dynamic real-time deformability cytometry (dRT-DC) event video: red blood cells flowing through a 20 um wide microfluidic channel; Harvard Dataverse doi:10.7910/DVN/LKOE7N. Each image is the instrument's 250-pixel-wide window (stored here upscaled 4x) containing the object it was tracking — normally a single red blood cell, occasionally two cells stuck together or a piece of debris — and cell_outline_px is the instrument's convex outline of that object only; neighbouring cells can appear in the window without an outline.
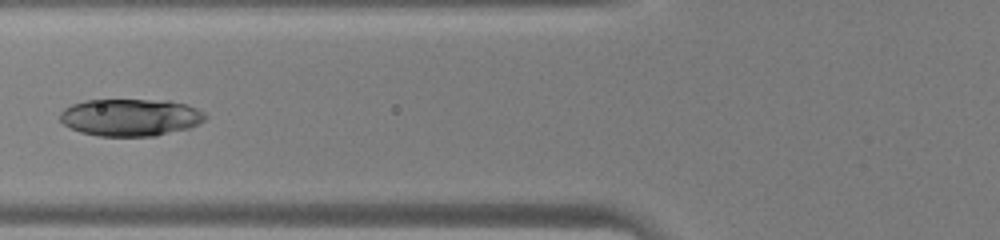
{"species": "human", "species_latin": "Homo sapiens", "temperature_condition": "warm", "stored_images_in_passage": 40, "camera_frame_rate_fps": 3000, "um_per_image_px": 0.085, "donor": {"sex": "male"}, "frame": {"image": 1, "passage_image": 15, "time_ms": 4.667, "image_size_px": [1000, 240], "cell_outline_px": [[208, 116], [204, 120], [188, 128], [156, 136], [100, 136], [80, 132], [64, 124], [60, 120], [60, 112], [64, 108], [72, 104], [84, 100], [168, 100], [188, 104], [204, 112]], "centroid_in_image_um": [11.09, 9.97], "position_along_channel_um": 114.7, "area_um2": 31.62}}
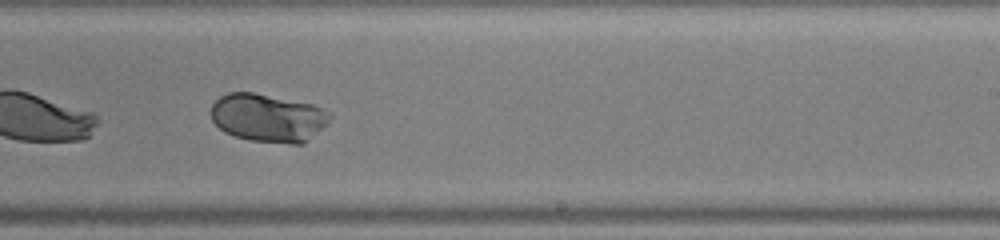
{"frame": {"image": 2, "passage_image": 25, "time_ms": 8.0, "image_size_px": [1000, 240], "cell_outline_px": [[332, 116], [304, 144], [292, 144], [252, 140], [236, 136], [224, 132], [212, 120], [212, 104], [220, 96], [228, 92], [252, 92], [312, 104], [324, 108], [332, 112]], "centroid_in_image_um": [22.78, 10.0], "position_along_channel_um": 266.2, "area_um2": 33.12}}
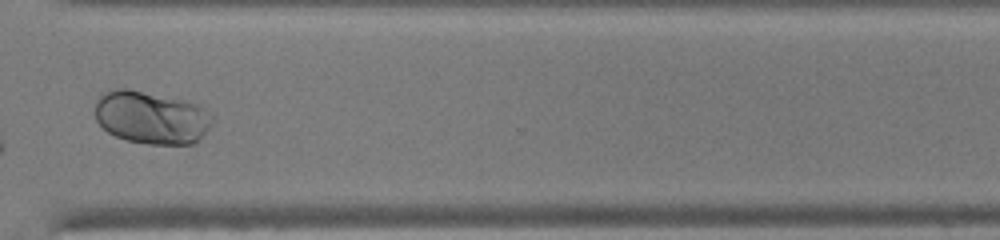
{"frame": {"image": 3, "passage_image": 31, "time_ms": 10.0, "image_size_px": [1000, 240], "cell_outline_px": [[212, 124], [192, 144], [148, 144], [124, 140], [108, 132], [96, 120], [96, 100], [100, 92], [116, 88], [128, 88], [196, 104], [204, 108], [212, 116]], "centroid_in_image_um": [12.8, 9.98], "position_along_channel_um": 357.8, "area_um2": 35.84}}